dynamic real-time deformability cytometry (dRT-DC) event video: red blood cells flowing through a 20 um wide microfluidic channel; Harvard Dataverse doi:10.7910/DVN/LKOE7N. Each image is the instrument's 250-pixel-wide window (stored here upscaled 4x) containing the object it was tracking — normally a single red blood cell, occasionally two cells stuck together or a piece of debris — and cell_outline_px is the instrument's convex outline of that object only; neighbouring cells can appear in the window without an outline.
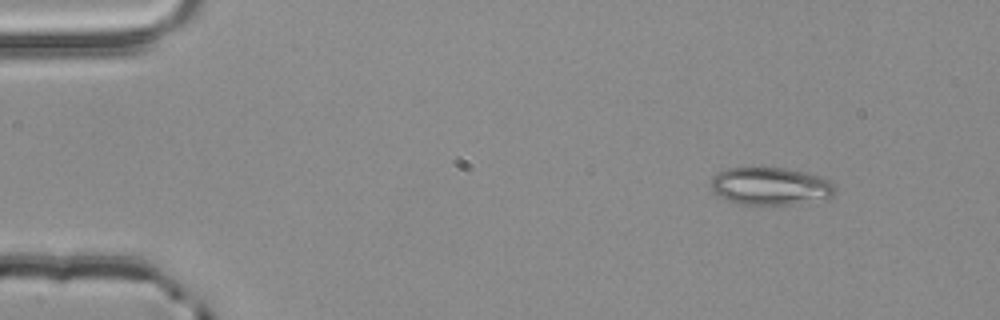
{"species": "common noctule bat (a hibernating species)", "species_latin": "Nyctalus noctula", "temperature_condition": "room temperature", "stored_images_in_passage": 11, "camera_frame_rate_fps": 3000, "um_per_image_px": 0.085, "animal": {"sex": "male", "body_mass_g": 20.4}, "frame": {"image": 1, "passage_image": 2, "time_ms": 0.333, "image_size_px": [1000, 320], "cell_outline_px": [[836, 188], [832, 196], [828, 200], [792, 204], [736, 204], [716, 196], [712, 188], [712, 176], [728, 168], [784, 168], [820, 176], [836, 184]], "centroid_in_image_um": [65.52, 15.84], "position_along_channel_um": 19.5, "area_um2": 27.4}}